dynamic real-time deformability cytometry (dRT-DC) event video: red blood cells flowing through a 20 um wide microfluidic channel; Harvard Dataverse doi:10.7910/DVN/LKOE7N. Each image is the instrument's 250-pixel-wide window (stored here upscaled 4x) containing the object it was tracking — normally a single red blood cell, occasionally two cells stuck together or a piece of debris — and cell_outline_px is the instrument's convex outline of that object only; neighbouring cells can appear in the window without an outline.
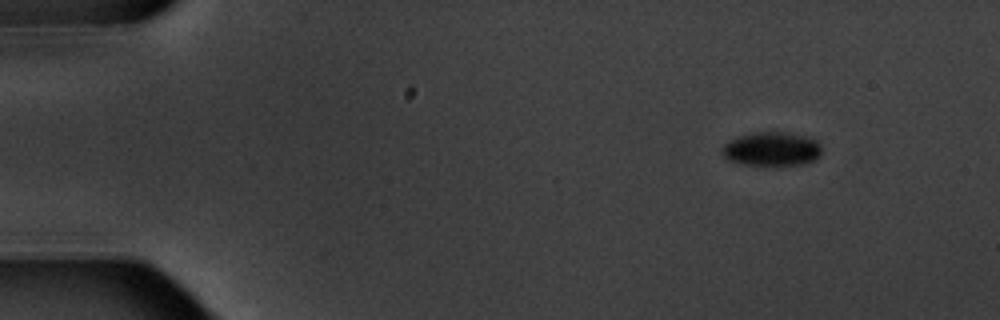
{"species": "common noctule bat (a hibernating species)", "species_latin": "Nyctalus noctula", "temperature_condition": "warm", "stored_images_in_passage": 5, "camera_frame_rate_fps": 3000, "um_per_image_px": 0.085, "animal": {"sex": "male", "body_mass_g": 20.1, "forearm_length_mm": 53.5}, "frame": {"image": 1, "passage_image": 2, "time_ms": 1.333, "image_size_px": [1000, 320], "cell_outline_px": [[820, 156], [816, 160], [804, 164], [776, 168], [764, 168], [740, 164], [728, 160], [720, 152], [724, 144], [740, 136], [752, 132], [784, 132], [808, 136], [816, 140], [820, 144]], "centroid_in_image_um": [65.61, 12.73], "position_along_channel_um": 19.4, "area_um2": 20.69}}
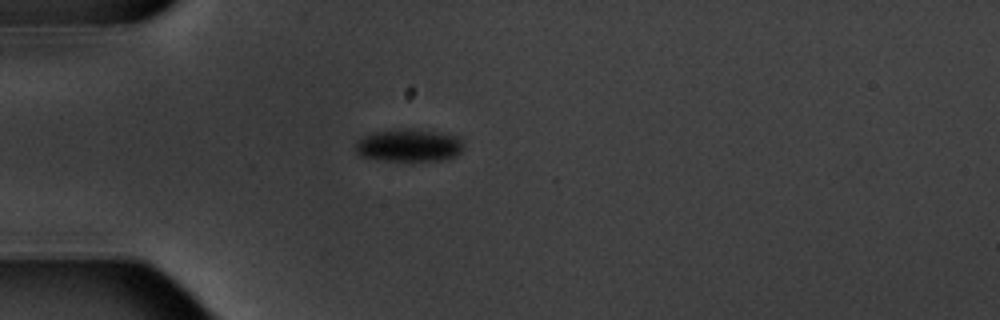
{"frame": {"image": 2, "passage_image": 5, "time_ms": 4.667, "image_size_px": [1000, 320], "cell_outline_px": [[464, 148], [456, 156], [444, 160], [412, 164], [384, 160], [360, 156], [352, 148], [352, 144], [360, 136], [372, 132], [408, 128], [436, 132], [460, 136], [464, 144]], "centroid_in_image_um": [34.73, 12.4], "position_along_channel_um": 50.3, "area_um2": 21.79}}